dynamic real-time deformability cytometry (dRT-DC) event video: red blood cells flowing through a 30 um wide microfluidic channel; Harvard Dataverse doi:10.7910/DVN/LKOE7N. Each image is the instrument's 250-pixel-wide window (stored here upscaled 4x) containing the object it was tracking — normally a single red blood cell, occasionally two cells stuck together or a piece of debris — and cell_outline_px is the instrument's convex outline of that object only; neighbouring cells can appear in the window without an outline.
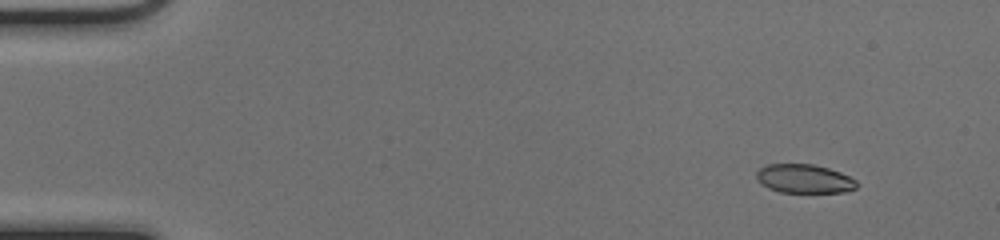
{"species": "common noctule bat (a hibernating species)", "species_latin": "Nyctalus noctula", "temperature_condition": "cold", "stored_images_in_passage": 47, "camera_frame_rate_fps": 3000, "um_per_image_px": 0.085, "animal": {"sex": "female", "body_mass_g": 17.0, "forearm_length_mm": 48.0}, "frame": {"image": 1, "passage_image": 1, "time_ms": 0.0, "image_size_px": [1000, 240], "cell_outline_px": [[856, 188], [844, 192], [780, 192], [768, 188], [760, 184], [756, 176], [756, 172], [760, 168], [768, 164], [812, 164], [828, 168], [840, 172], [856, 180]], "centroid_in_image_um": [68.33, 15.19], "position_along_channel_um": 16.7, "area_um2": 16.76}}
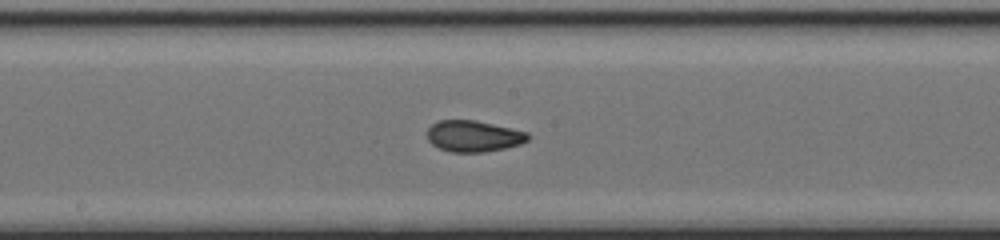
{"frame": {"image": 2, "passage_image": 24, "time_ms": 7.667, "image_size_px": [1000, 240], "cell_outline_px": [[528, 140], [520, 144], [504, 148], [484, 152], [452, 152], [440, 148], [432, 144], [428, 140], [428, 128], [432, 124], [440, 120], [476, 120], [528, 132]], "centroid_in_image_um": [40.25, 11.57], "position_along_channel_um": 208.0, "area_um2": 18.21}}
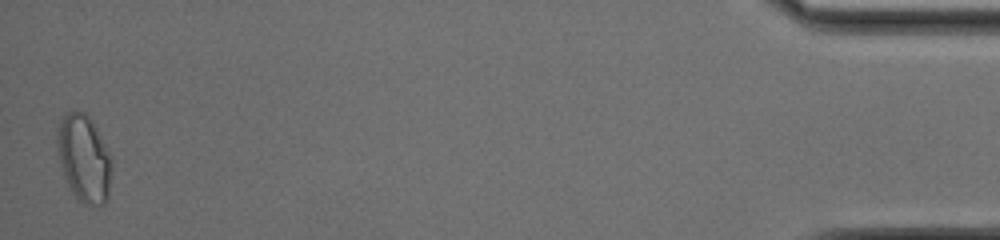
{"frame": {"image": 3, "passage_image": 47, "time_ms": 15.333, "image_size_px": [1000, 240], "cell_outline_px": [[112, 168], [108, 196], [104, 204], [84, 204], [76, 200], [64, 176], [56, 152], [56, 132], [60, 120], [64, 112], [84, 112], [92, 120], [112, 156]], "centroid_in_image_um": [7.12, 13.45], "position_along_channel_um": 428.1, "area_um2": 28.15}, "authors_computed_cell_mechanics": {"area_um2": 18.6116, "velocity_mm_per_s": 4.0515, "shape_relaxation_time_tau1_ms": 7.1526, "shape_relaxation_time_tau2_ms": 1.1611, "deformation_change_tau1": 0.176, "deformation_change_tau2": 0.05}}